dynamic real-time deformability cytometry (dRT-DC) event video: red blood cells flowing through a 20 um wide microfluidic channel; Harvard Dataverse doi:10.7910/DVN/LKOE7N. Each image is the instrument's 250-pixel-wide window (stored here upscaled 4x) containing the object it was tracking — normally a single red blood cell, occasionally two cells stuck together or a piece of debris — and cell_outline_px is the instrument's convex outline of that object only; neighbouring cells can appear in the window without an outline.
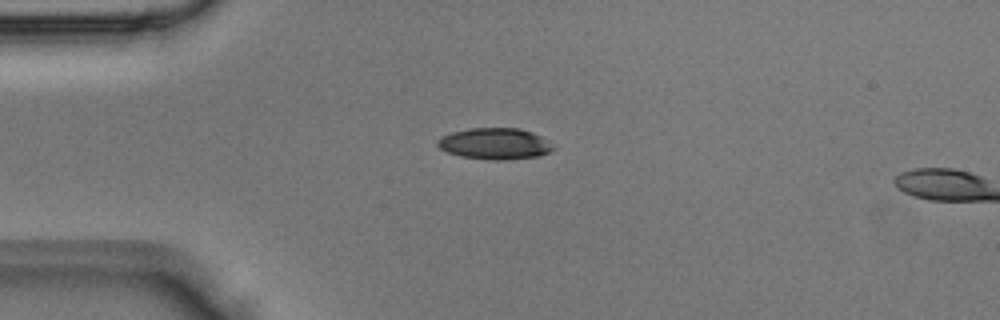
{"species": "Egyptian fruit bat (a non-hibernating species)", "species_latin": "Rousettus aegyptiacus", "temperature_condition": "room temperature", "stored_images_in_passage": 4, "camera_frame_rate_fps": 3000, "um_per_image_px": 0.085, "animal": {"sex": "male"}, "frame": {"image": 1, "passage_image": 3, "time_ms": 0.667, "image_size_px": [1000, 320], "cell_outline_px": [[556, 148], [540, 156], [504, 160], [488, 160], [460, 156], [448, 152], [440, 148], [436, 144], [436, 140], [440, 136], [452, 132], [468, 128], [520, 128], [532, 132], [540, 136]], "centroid_in_image_um": [42.03, 12.21], "position_along_channel_um": 43.0, "area_um2": 21.21}}